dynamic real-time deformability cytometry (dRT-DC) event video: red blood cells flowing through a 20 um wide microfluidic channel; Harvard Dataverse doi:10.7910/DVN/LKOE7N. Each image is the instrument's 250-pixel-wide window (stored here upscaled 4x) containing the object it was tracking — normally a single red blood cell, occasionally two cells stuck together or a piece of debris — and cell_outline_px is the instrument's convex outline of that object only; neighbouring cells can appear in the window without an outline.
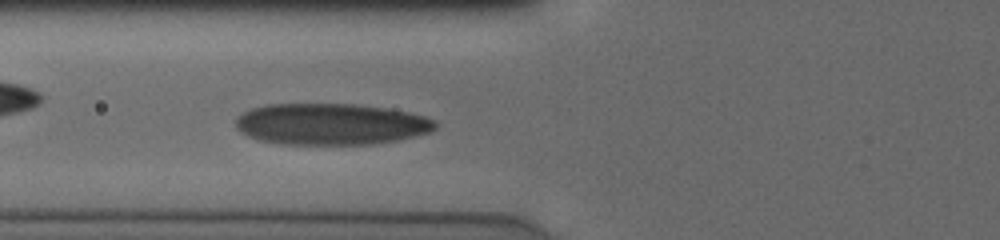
{"species": "human", "species_latin": "Homo sapiens", "temperature_condition": "cold", "stored_images_in_passage": 42, "camera_frame_rate_fps": 3000, "um_per_image_px": 0.085, "donor": {"sex": "male"}, "frame": {"image": 1, "passage_image": 13, "time_ms": 4.0, "image_size_px": [1000, 240], "cell_outline_px": [[436, 128], [428, 132], [396, 140], [372, 144], [280, 144], [260, 140], [248, 136], [240, 132], [236, 128], [236, 116], [252, 108], [268, 104], [352, 104], [384, 108], [424, 116], [432, 120], [436, 124]], "centroid_in_image_um": [28.05, 10.55], "position_along_channel_um": 97.8, "area_um2": 47.74}}
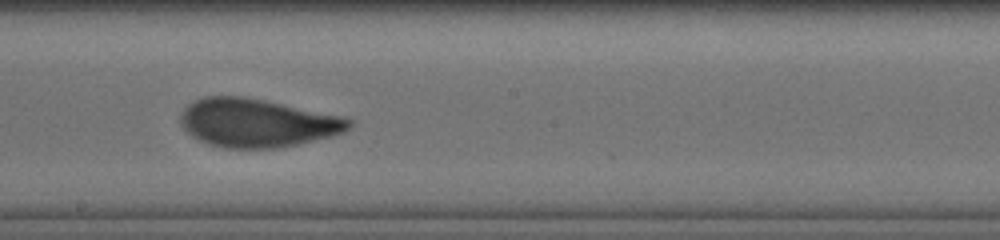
{"frame": {"image": 2, "passage_image": 23, "time_ms": 7.333, "image_size_px": [1000, 240], "cell_outline_px": [[352, 124], [344, 132], [332, 136], [296, 144], [276, 148], [224, 148], [208, 144], [192, 136], [180, 124], [180, 116], [184, 108], [188, 104], [204, 96], [244, 96], [336, 116], [352, 120]], "centroid_in_image_um": [21.77, 10.45], "position_along_channel_um": 226.4, "area_um2": 46.76}}
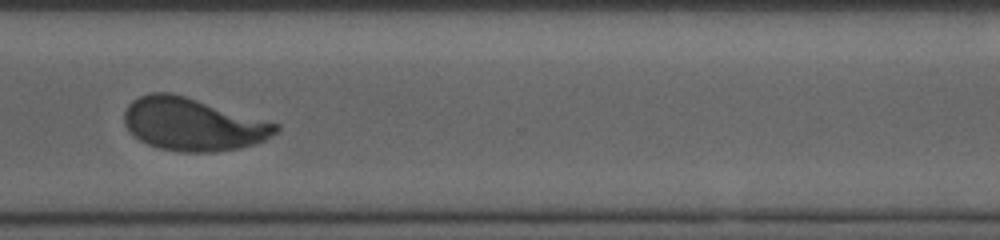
{"frame": {"image": 3, "passage_image": 33, "time_ms": 10.667, "image_size_px": [1000, 240], "cell_outline_px": [[280, 128], [276, 132], [264, 140], [256, 144], [240, 148], [216, 152], [176, 152], [160, 148], [148, 144], [140, 140], [128, 132], [124, 124], [124, 112], [128, 104], [132, 100], [140, 96], [152, 92], [172, 92], [280, 124]], "centroid_in_image_um": [16.37, 10.57], "position_along_channel_um": 354.2, "area_um2": 46.82}, "authors_computed_cell_mechanics": {"area_um2": 46.4423, "velocity_mm_per_s": 3.8607, "shape_relaxation_time_tau1_ms": 5.5345, "shape_relaxation_time_tau2_ms": 0.8904, "deformation_change_tau1": 0.193, "deformation_change_tau2": 0.0711}}